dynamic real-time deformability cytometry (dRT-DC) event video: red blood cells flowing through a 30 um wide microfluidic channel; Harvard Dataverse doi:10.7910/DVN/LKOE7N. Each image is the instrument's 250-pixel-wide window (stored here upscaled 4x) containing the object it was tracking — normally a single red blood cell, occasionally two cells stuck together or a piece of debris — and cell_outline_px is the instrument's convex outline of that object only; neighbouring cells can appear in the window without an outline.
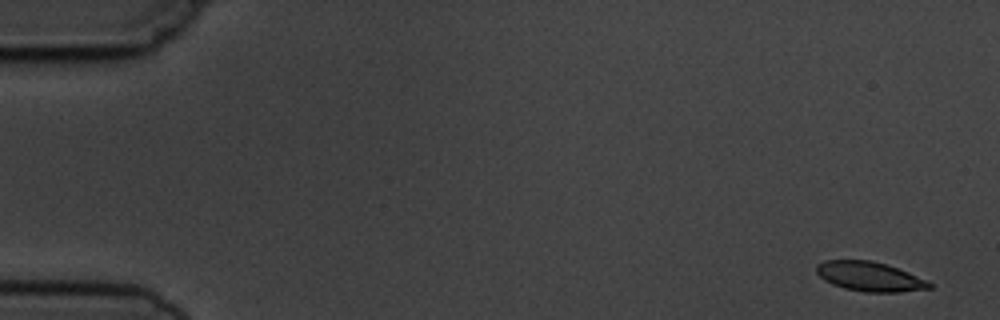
{"species": "common noctule bat (a hibernating species)", "species_latin": "Nyctalus noctula", "temperature_condition": "cold", "stored_images_in_passage": 5, "camera_frame_rate_fps": 3000, "um_per_image_px": 0.085, "animal": {"sex": "male", "body_mass_g": 19.5, "forearm_length_mm": 54.6}, "frame": {"image": 1, "passage_image": 1, "time_ms": 0.0, "image_size_px": [1000, 320], "cell_outline_px": [[932, 288], [900, 292], [864, 292], [844, 288], [832, 284], [824, 280], [816, 272], [816, 264], [824, 260], [872, 260], [908, 272], [932, 284]], "centroid_in_image_um": [73.87, 23.5], "position_along_channel_um": 11.1, "area_um2": 19.25}}
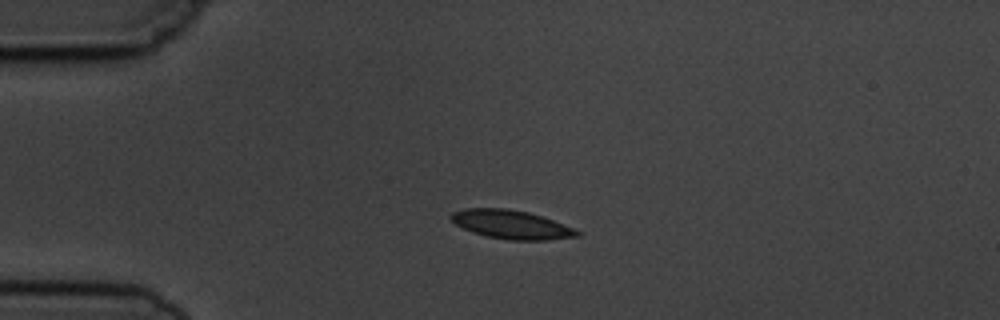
{"frame": {"image": 2, "passage_image": 4, "time_ms": 3.667, "image_size_px": [1000, 320], "cell_outline_px": [[584, 232], [580, 236], [548, 240], [508, 240], [488, 236], [472, 232], [456, 224], [448, 216], [452, 212], [464, 208], [508, 208], [528, 212], [552, 220]], "centroid_in_image_um": [43.47, 19.08], "position_along_channel_um": 41.5, "area_um2": 21.1}}